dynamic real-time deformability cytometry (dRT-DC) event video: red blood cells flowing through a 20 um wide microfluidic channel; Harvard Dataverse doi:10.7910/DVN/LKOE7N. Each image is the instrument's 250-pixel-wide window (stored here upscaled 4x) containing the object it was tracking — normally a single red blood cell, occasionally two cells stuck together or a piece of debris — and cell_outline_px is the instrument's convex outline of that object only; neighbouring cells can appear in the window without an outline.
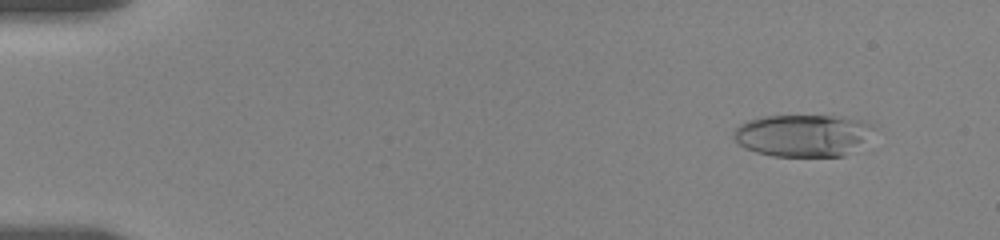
{"species": "human", "species_latin": "Homo sapiens", "temperature_condition": "room temperature", "stored_images_in_passage": 47, "camera_frame_rate_fps": 3000, "um_per_image_px": 0.085, "donor": {"sex": "female"}, "frame": {"image": 1, "passage_image": 4, "time_ms": 1.333, "image_size_px": [1000, 240], "cell_outline_px": [[876, 128], [844, 156], [772, 156], [756, 152], [744, 148], [732, 136], [736, 128], [740, 124], [748, 120], [764, 116], [840, 116], [860, 120], [872, 124]], "centroid_in_image_um": [68.19, 11.5], "position_along_channel_um": 16.8, "area_um2": 33.99}}
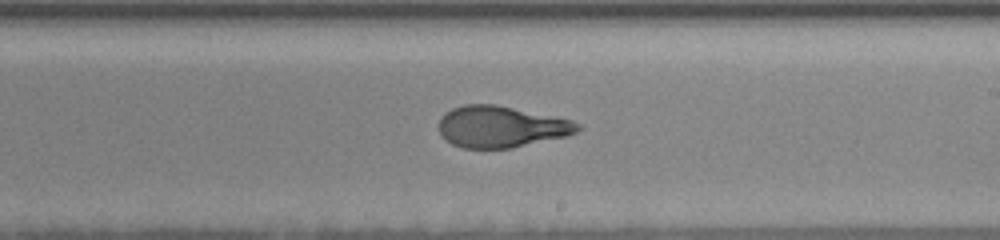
{"frame": {"image": 2, "passage_image": 29, "time_ms": 11.0, "image_size_px": [1000, 240], "cell_outline_px": [[584, 128], [568, 136], [512, 148], [464, 148], [452, 144], [444, 140], [440, 132], [440, 116], [444, 112], [452, 108], [464, 104], [496, 104], [572, 120], [584, 124]], "centroid_in_image_um": [42.62, 10.77], "position_along_channel_um": 246.4, "area_um2": 33.87}}
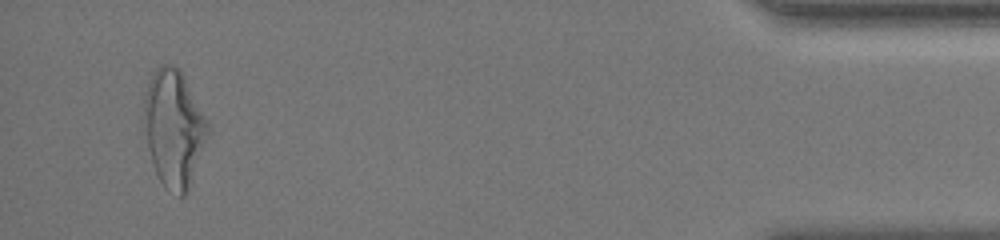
{"frame": {"image": 3, "passage_image": 46, "time_ms": 17.667, "image_size_px": [1000, 240], "cell_outline_px": [[208, 136], [184, 196], [180, 196], [164, 188], [152, 164], [148, 144], [144, 108], [144, 100], [148, 84], [152, 72], [160, 64], [168, 64], [180, 68], [208, 124]], "centroid_in_image_um": [14.76, 10.87], "position_along_channel_um": 420.4, "area_um2": 42.31}, "authors_computed_cell_mechanics": {"area_um2": 34.2176, "velocity_mm_per_s": 3.589, "shape_relaxation_time_tau1_ms": 6.1822, "shape_relaxation_time_tau2_ms": 1.3722, "deformation_change_tau1": 0.2214, "deformation_change_tau2": 0.0898}}